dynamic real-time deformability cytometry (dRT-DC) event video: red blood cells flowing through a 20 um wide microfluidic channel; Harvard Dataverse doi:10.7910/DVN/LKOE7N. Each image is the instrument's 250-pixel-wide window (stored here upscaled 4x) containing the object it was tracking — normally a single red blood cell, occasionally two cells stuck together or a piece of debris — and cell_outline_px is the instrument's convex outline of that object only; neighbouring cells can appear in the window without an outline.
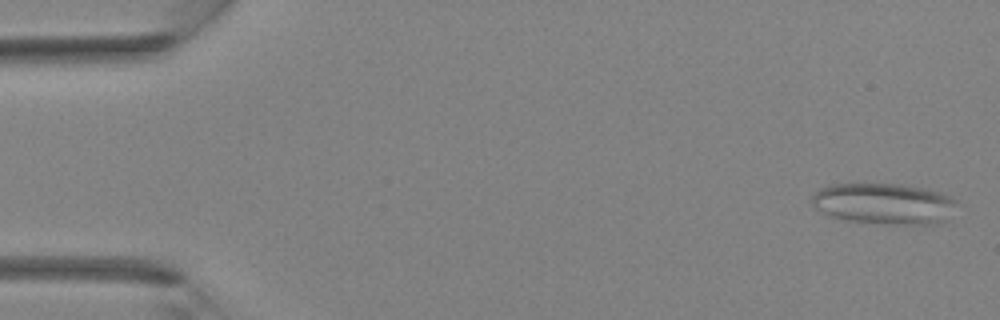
{"species": "Egyptian fruit bat (a non-hibernating species)", "species_latin": "Rousettus aegyptiacus", "temperature_condition": "room temperature", "stored_images_in_passage": 8, "camera_frame_rate_fps": 3000, "um_per_image_px": 0.085, "animal": {"sex": "female"}, "frame": {"image": 1, "passage_image": 1, "time_ms": 0.0, "image_size_px": [1000, 320], "cell_outline_px": [[956, 200], [948, 220], [936, 224], [888, 224], [852, 220], [832, 216], [816, 208], [812, 204], [812, 196], [820, 188], [828, 184], [900, 184], [928, 188], [940, 192]], "centroid_in_image_um": [75.17, 17.3], "position_along_channel_um": 9.8, "area_um2": 34.45}}